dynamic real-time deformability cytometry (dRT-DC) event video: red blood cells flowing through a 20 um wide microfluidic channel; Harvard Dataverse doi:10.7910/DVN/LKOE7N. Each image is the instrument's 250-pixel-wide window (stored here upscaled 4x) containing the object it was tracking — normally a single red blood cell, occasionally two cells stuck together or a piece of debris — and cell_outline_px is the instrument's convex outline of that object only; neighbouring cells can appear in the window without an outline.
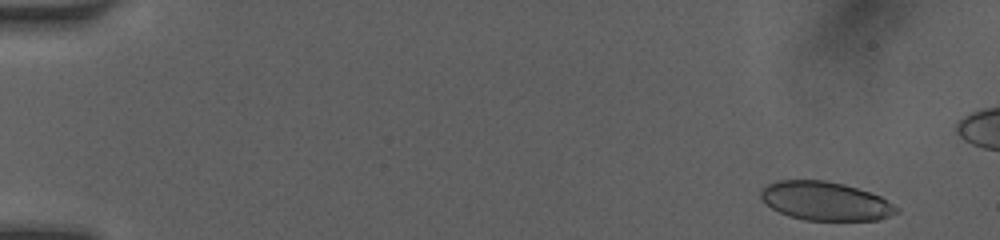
{"species": "human", "species_latin": "Homo sapiens", "temperature_condition": "room temperature", "stored_images_in_passage": 46, "camera_frame_rate_fps": 3000, "um_per_image_px": 0.085, "donor": {"sex": "female"}, "frame": {"image": 1, "passage_image": 2, "time_ms": 0.333, "image_size_px": [1000, 240], "cell_outline_px": [[900, 212], [880, 220], [804, 220], [788, 216], [772, 208], [760, 196], [760, 192], [768, 184], [776, 180], [824, 180], [844, 184], [880, 196], [900, 208]], "centroid_in_image_um": [70.19, 17.1], "position_along_channel_um": 14.8, "area_um2": 30.52}}
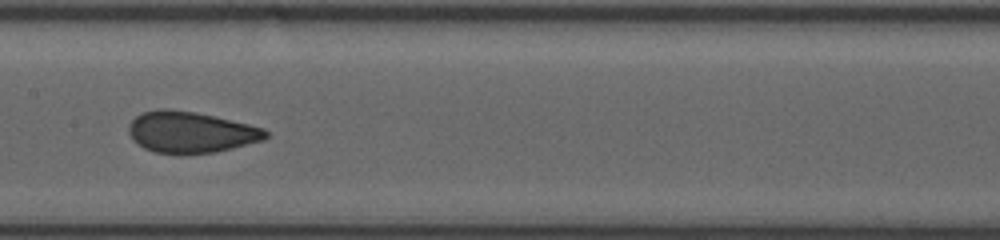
{"frame": {"image": 2, "passage_image": 25, "time_ms": 8.0, "image_size_px": [1000, 240], "cell_outline_px": [[268, 136], [264, 140], [216, 152], [156, 152], [144, 148], [132, 140], [128, 132], [128, 128], [132, 120], [136, 116], [144, 112], [156, 108], [168, 108], [196, 112], [248, 124], [264, 128], [268, 132]], "centroid_in_image_um": [16.2, 11.21], "position_along_channel_um": 191.2, "area_um2": 32.54}}
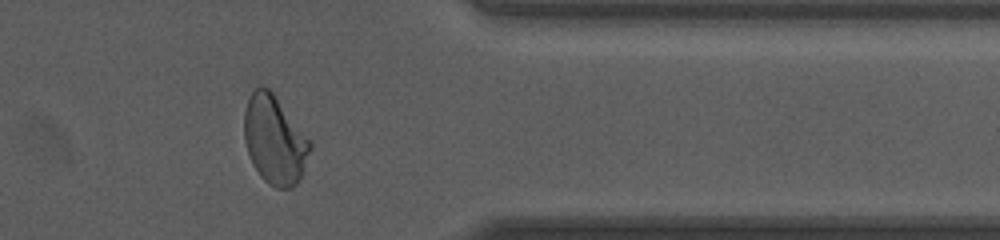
{"frame": {"image": 3, "passage_image": 40, "time_ms": 13.0, "image_size_px": [1000, 240], "cell_outline_px": [[312, 148], [304, 172], [300, 180], [292, 188], [276, 188], [268, 184], [260, 176], [252, 164], [244, 140], [244, 112], [248, 100], [252, 92], [260, 84], [268, 88], [276, 96], [312, 144]], "centroid_in_image_um": [23.34, 11.92], "position_along_channel_um": 388.1, "area_um2": 34.04}}